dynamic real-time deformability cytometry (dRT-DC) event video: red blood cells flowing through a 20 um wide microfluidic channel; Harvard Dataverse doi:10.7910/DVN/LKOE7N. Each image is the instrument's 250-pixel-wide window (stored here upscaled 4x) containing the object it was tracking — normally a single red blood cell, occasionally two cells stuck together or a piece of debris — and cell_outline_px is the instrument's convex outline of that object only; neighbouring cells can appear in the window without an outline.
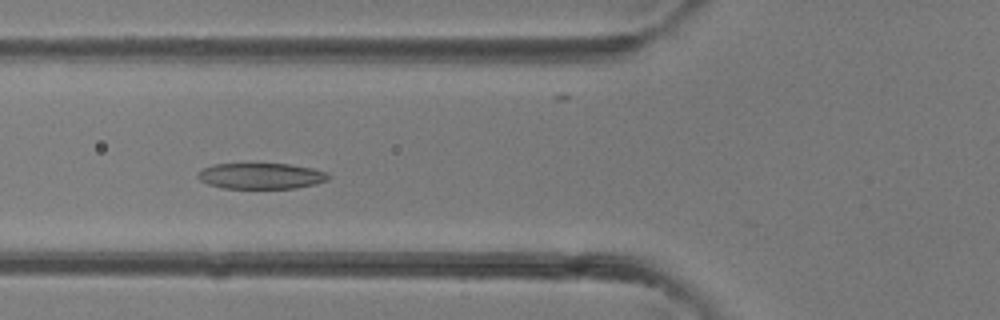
{"species": "common noctule bat (a hibernating species)", "species_latin": "Nyctalus noctula", "temperature_condition": "room temperature", "stored_images_in_passage": 41, "camera_frame_rate_fps": 3000, "um_per_image_px": 0.085, "animal": {"sex": "female"}, "frame": {"image": 1, "passage_image": 16, "time_ms": 5.0, "image_size_px": [1000, 320], "cell_outline_px": [[332, 176], [328, 180], [316, 184], [296, 188], [224, 188], [208, 184], [200, 180], [196, 176], [196, 172], [204, 168], [216, 164], [288, 164], [312, 168], [328, 172]], "centroid_in_image_um": [22.22, 14.96], "position_along_channel_um": 103.6, "area_um2": 19.77}}
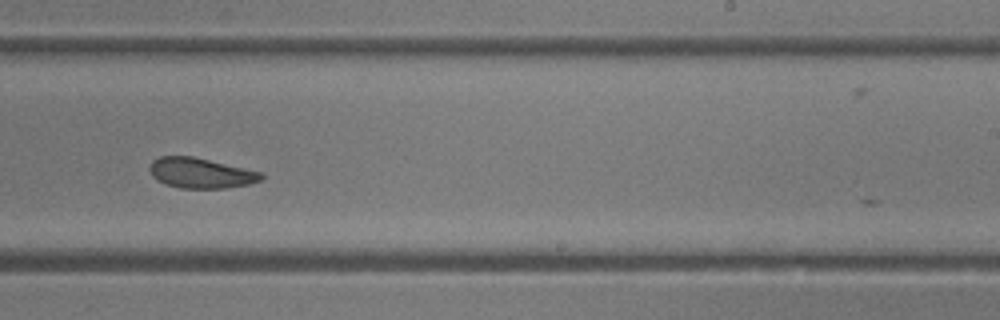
{"frame": {"image": 2, "passage_image": 26, "time_ms": 8.333, "image_size_px": [1000, 320], "cell_outline_px": [[264, 176], [260, 180], [248, 184], [224, 188], [180, 188], [156, 180], [152, 176], [148, 168], [152, 160], [160, 156], [192, 156], [264, 172]], "centroid_in_image_um": [17.05, 14.7], "position_along_channel_um": 271.9, "area_um2": 19.71}}
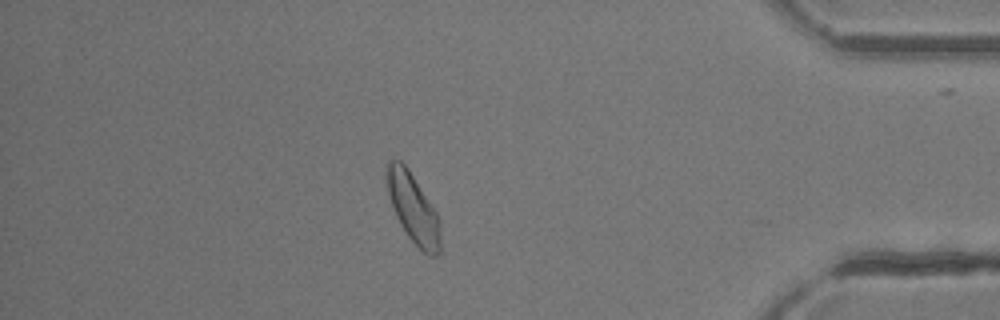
{"frame": {"image": 3, "passage_image": 36, "time_ms": 11.667, "image_size_px": [1000, 320], "cell_outline_px": [[440, 252], [436, 256], [428, 256], [408, 236], [400, 224], [392, 208], [384, 176], [388, 160], [400, 160], [408, 168], [436, 212], [440, 220]], "centroid_in_image_um": [35.09, 17.68], "position_along_channel_um": 400.1, "area_um2": 21.68}}